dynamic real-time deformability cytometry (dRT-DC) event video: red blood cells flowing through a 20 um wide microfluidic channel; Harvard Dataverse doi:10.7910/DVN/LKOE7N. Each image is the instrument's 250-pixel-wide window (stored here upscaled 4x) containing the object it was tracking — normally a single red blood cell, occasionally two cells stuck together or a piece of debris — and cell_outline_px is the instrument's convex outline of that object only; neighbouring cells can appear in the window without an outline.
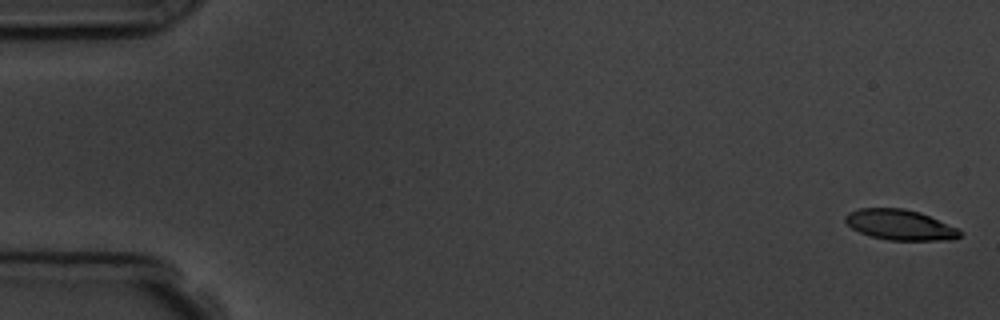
{"species": "common noctule bat (a hibernating species)", "species_latin": "Nyctalus noctula", "temperature_condition": "room temperature", "stored_images_in_passage": 6, "camera_frame_rate_fps": 3000, "um_per_image_px": 0.085, "animal": {"sex": "male", "body_mass_g": 19.5, "forearm_length_mm": 54.6}, "frame": {"image": 1, "passage_image": 1, "time_ms": 0.0, "image_size_px": [1000, 320], "cell_outline_px": [[964, 232], [960, 236], [940, 240], [892, 240], [872, 236], [860, 232], [852, 228], [844, 220], [844, 216], [848, 212], [860, 208], [904, 208], [920, 212], [956, 228]], "centroid_in_image_um": [76.46, 19.09], "position_along_channel_um": 8.5, "area_um2": 20.0}}
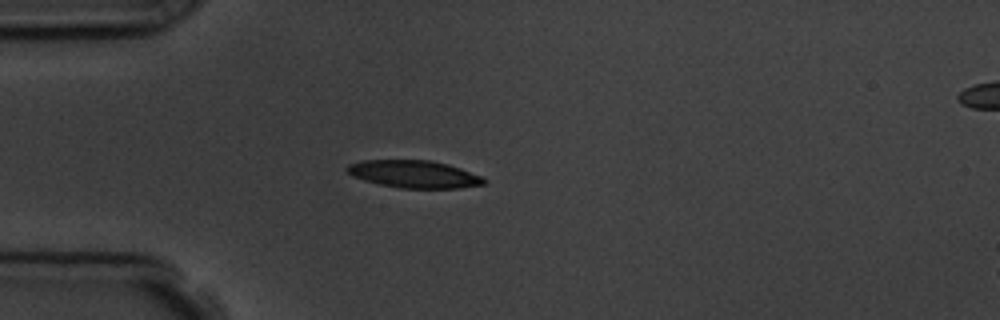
{"frame": {"image": 2, "passage_image": 5, "time_ms": 4.667, "image_size_px": [1000, 320], "cell_outline_px": [[488, 180], [484, 184], [460, 188], [400, 188], [380, 184], [364, 180], [352, 176], [344, 168], [348, 164], [360, 160], [428, 160], [448, 164], [460, 168], [480, 176]], "centroid_in_image_um": [35.17, 14.8], "position_along_channel_um": 49.8, "area_um2": 21.91}}